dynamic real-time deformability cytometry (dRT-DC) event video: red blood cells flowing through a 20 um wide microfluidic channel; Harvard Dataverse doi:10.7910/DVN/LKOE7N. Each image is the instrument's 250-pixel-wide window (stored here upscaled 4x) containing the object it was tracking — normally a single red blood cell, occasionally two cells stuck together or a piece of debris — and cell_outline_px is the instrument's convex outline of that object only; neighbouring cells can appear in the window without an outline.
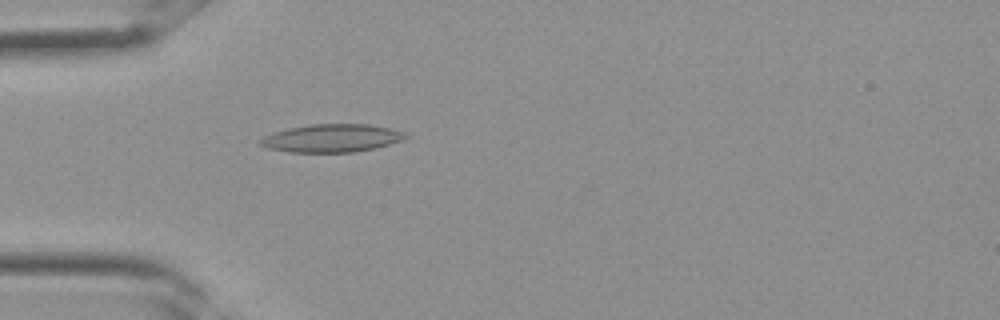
{"species": "Egyptian fruit bat (a non-hibernating species)", "species_latin": "Rousettus aegyptiacus", "temperature_condition": "room temperature", "stored_images_in_passage": 34, "camera_frame_rate_fps": 3000, "um_per_image_px": 0.085, "frame": {"image": 1, "passage_image": 10, "time_ms": 3.0, "image_size_px": [1000, 320], "cell_outline_px": [[408, 136], [400, 140], [376, 148], [352, 152], [288, 152], [268, 148], [256, 144], [256, 140], [264, 136], [288, 128], [312, 124], [368, 124], [392, 128], [404, 132]], "centroid_in_image_um": [28.15, 11.74], "position_along_channel_um": 56.9, "area_um2": 23.7}}
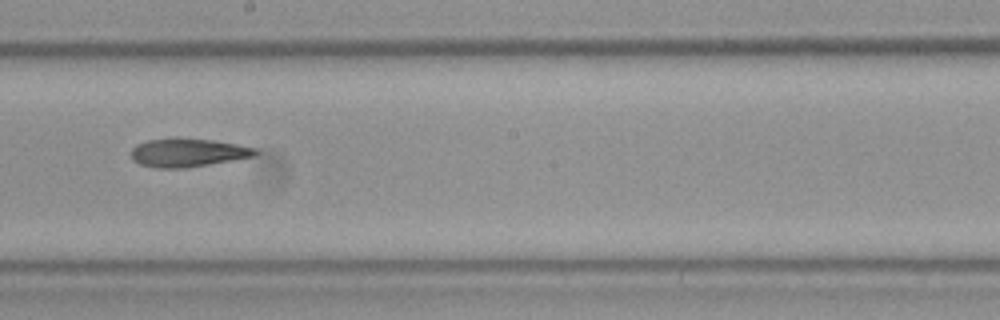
{"frame": {"image": 2, "passage_image": 19, "time_ms": 6.0, "image_size_px": [1000, 320], "cell_outline_px": [[260, 152], [252, 156], [232, 160], [188, 168], [152, 168], [140, 164], [132, 160], [132, 148], [136, 144], [148, 140], [176, 136], [212, 140], [236, 144], [256, 148]], "centroid_in_image_um": [15.92, 12.96], "position_along_channel_um": 232.3, "area_um2": 20.92}}
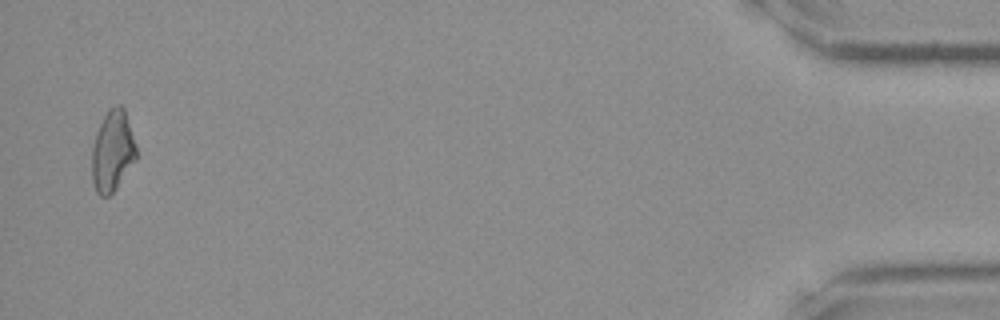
{"frame": {"image": 3, "passage_image": 33, "time_ms": 10.667, "image_size_px": [1000, 320], "cell_outline_px": [[136, 160], [116, 188], [108, 196], [100, 196], [96, 192], [92, 180], [92, 148], [96, 132], [108, 108], [116, 104], [120, 104], [124, 108], [136, 148]], "centroid_in_image_um": [9.55, 12.84], "position_along_channel_um": 425.7, "area_um2": 20.81}}